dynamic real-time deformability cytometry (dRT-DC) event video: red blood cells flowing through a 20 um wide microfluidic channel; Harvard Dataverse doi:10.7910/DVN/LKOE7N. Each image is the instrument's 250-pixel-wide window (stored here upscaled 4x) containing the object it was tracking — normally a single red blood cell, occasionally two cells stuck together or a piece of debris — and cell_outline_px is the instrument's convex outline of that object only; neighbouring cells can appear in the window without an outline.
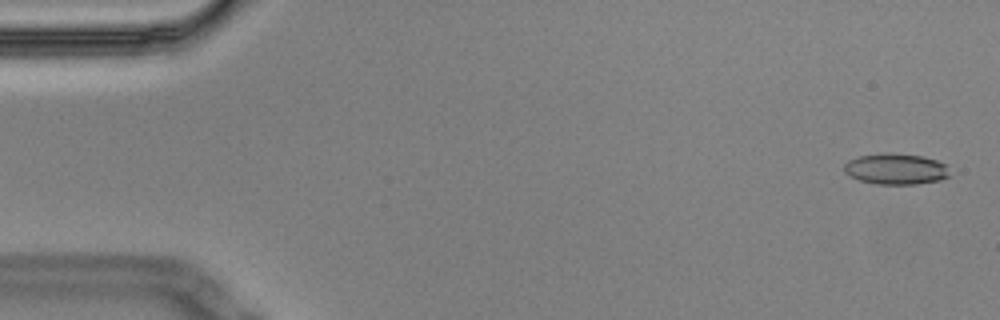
{"species": "Egyptian fruit bat (a non-hibernating species)", "species_latin": "Rousettus aegyptiacus", "temperature_condition": "cold", "stored_images_in_passage": 5, "camera_frame_rate_fps": 3000, "um_per_image_px": 0.085, "animal": {"sex": "male"}, "frame": {"image": 1, "passage_image": 1, "time_ms": 0.0, "image_size_px": [1000, 320], "cell_outline_px": [[948, 176], [940, 180], [916, 184], [876, 184], [860, 180], [844, 172], [844, 164], [848, 160], [860, 156], [884, 152], [888, 152], [924, 156], [936, 160], [944, 164]], "centroid_in_image_um": [76.11, 14.35], "position_along_channel_um": 8.9, "area_um2": 18.9}}
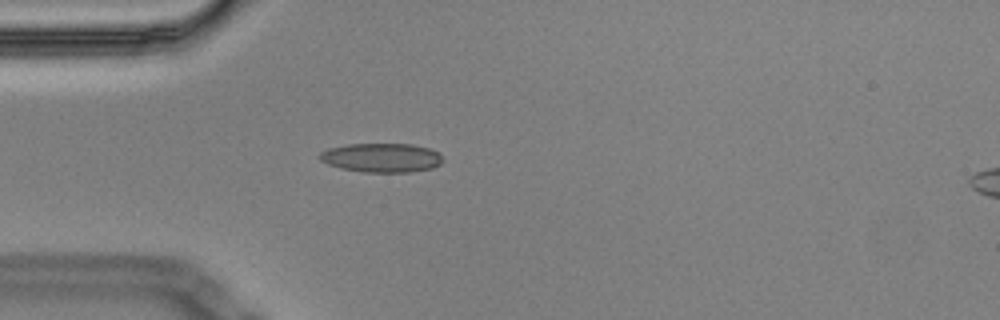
{"frame": {"image": 2, "passage_image": 5, "time_ms": 1.333, "image_size_px": [1000, 320], "cell_outline_px": [[444, 160], [440, 164], [432, 168], [412, 172], [364, 172], [340, 168], [328, 164], [320, 160], [320, 152], [328, 148], [348, 144], [412, 144], [428, 148], [440, 152]], "centroid_in_image_um": [32.46, 13.4], "position_along_channel_um": 52.5, "area_um2": 20.98}}